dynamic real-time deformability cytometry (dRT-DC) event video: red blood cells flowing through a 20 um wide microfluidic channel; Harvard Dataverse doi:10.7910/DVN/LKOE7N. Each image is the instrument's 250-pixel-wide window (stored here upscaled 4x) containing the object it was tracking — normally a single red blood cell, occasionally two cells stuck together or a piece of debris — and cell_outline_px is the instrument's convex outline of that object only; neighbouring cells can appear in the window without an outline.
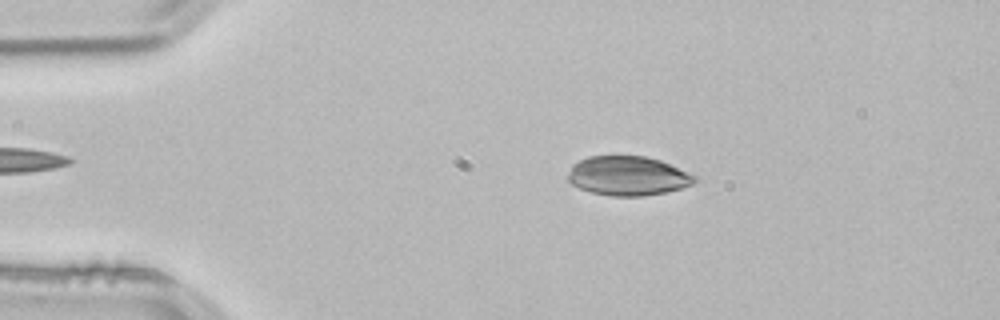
{"species": "common noctule bat (a hibernating species)", "species_latin": "Nyctalus noctula", "temperature_condition": "room temperature", "stored_images_in_passage": 45, "camera_frame_rate_fps": 3000, "um_per_image_px": 0.085, "animal": {"sex": "male", "body_mass_g": 21.5, "forearm_length_mm": 52.0}, "frame": {"image": 1, "passage_image": 9, "time_ms": 2.667, "image_size_px": [1000, 320], "cell_outline_px": [[696, 180], [692, 184], [680, 188], [664, 192], [644, 196], [612, 196], [592, 192], [580, 188], [572, 184], [568, 180], [568, 176], [572, 164], [588, 156], [644, 156], [660, 160], [696, 176]], "centroid_in_image_um": [53.34, 14.95], "position_along_channel_um": 31.7, "area_um2": 28.73}}
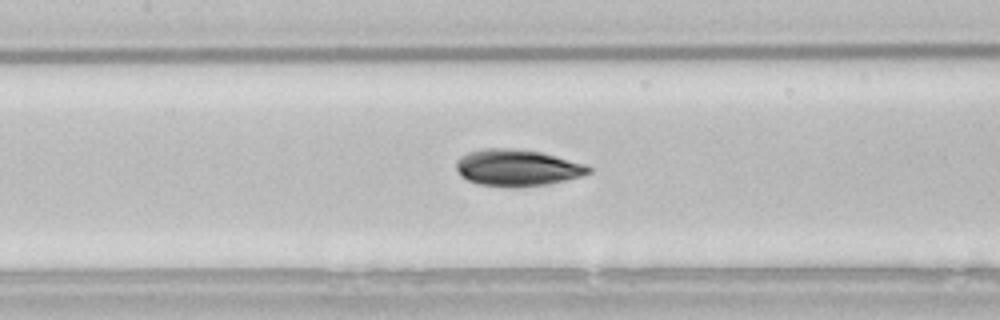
{"frame": {"image": 2, "passage_image": 23, "time_ms": 7.333, "image_size_px": [1000, 320], "cell_outline_px": [[592, 172], [580, 176], [548, 184], [512, 188], [504, 188], [480, 184], [468, 180], [460, 176], [456, 168], [456, 160], [460, 156], [468, 152], [484, 148], [512, 148], [540, 152], [588, 164], [592, 168]], "centroid_in_image_um": [43.95, 14.26], "position_along_channel_um": 163.4, "area_um2": 28.55}}
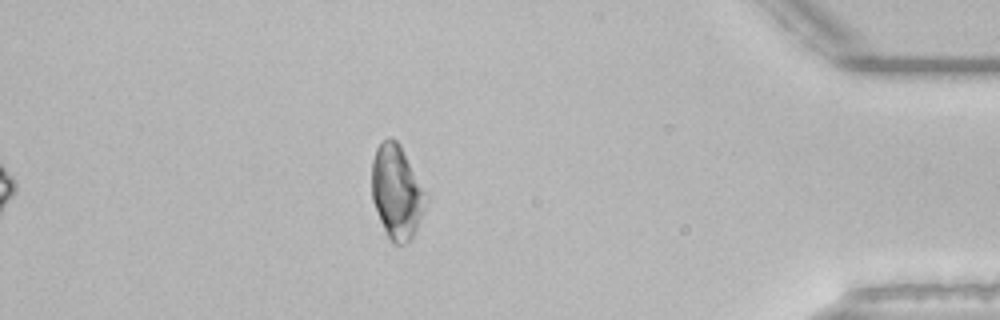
{"frame": {"image": 3, "passage_image": 45, "time_ms": 14.667, "image_size_px": [1000, 320], "cell_outline_px": [[428, 200], [424, 212], [412, 236], [404, 244], [392, 244], [388, 240], [372, 200], [372, 160], [376, 148], [380, 140], [388, 136], [392, 136], [400, 144], [428, 192]], "centroid_in_image_um": [33.74, 16.27], "position_along_channel_um": 401.5, "area_um2": 30.23}, "authors_computed_cell_mechanics": {"area_um2": 28.2642, "velocity_mm_per_s": 3.8396, "shape_relaxation_time_tau1_ms": 4.092, "shape_relaxation_time_tau2_ms": 4.23, "deformation_change_tau1": 0.0917, "deformation_change_tau2": 0.068}}